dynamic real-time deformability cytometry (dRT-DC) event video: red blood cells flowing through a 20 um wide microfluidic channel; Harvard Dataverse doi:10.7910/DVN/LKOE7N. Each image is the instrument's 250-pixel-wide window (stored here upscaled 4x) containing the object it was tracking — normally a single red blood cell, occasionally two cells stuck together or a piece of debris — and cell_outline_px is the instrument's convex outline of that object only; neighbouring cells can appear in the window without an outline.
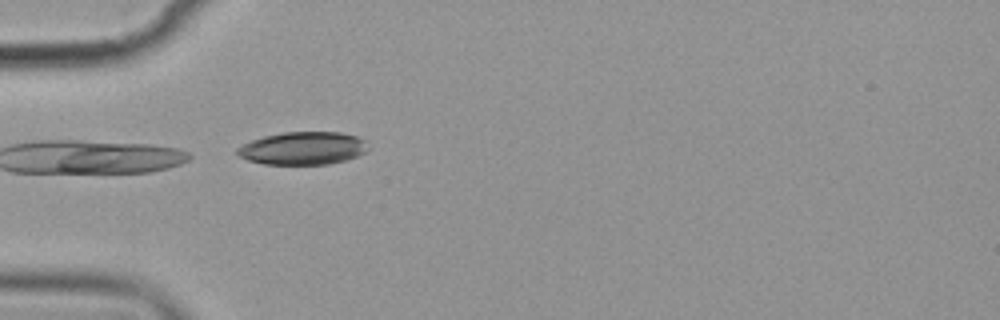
{"species": "common noctule bat (a hibernating species)", "species_latin": "Nyctalus noctula", "temperature_condition": "cold", "stored_images_in_passage": 1, "camera_frame_rate_fps": 3000, "um_per_image_px": 0.085, "animal": {"sex": "female", "body_mass_g": 19.9}, "frame": {"image": 1, "passage_image": 1, "time_ms": 0.0, "image_size_px": [1000, 320], "cell_outline_px": [[368, 148], [364, 152], [356, 156], [344, 160], [328, 164], [264, 164], [248, 160], [240, 156], [236, 152], [236, 148], [252, 140], [264, 136], [284, 132], [340, 132], [356, 136], [368, 140]], "centroid_in_image_um": [25.76, 12.59], "position_along_channel_um": 59.2, "area_um2": 24.97}}